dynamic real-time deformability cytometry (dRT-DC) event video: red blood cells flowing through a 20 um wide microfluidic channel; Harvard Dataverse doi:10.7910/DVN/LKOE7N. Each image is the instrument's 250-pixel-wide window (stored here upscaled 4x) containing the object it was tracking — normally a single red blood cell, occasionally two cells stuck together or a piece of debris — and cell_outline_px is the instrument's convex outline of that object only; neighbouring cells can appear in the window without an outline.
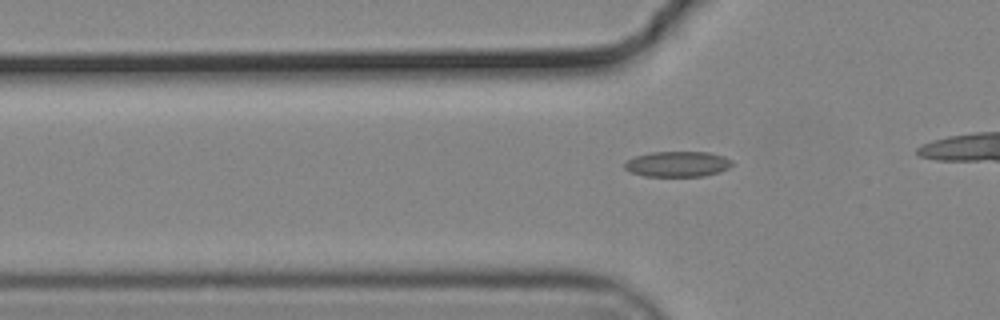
{"species": "common noctule bat (a hibernating species)", "species_latin": "Nyctalus noctula", "temperature_condition": "cold", "stored_images_in_passage": 37, "camera_frame_rate_fps": 3000, "um_per_image_px": 0.085, "animal": {"sex": "male", "body_mass_g": 19.2, "forearm_length_mm": 51.8}, "frame": {"image": 1, "passage_image": 11, "time_ms": 3.333, "image_size_px": [1000, 320], "cell_outline_px": [[732, 164], [728, 168], [720, 172], [704, 176], [644, 176], [632, 172], [624, 168], [624, 164], [628, 160], [636, 156], [652, 152], [708, 152], [724, 156], [732, 160]], "centroid_in_image_um": [57.62, 13.94], "position_along_channel_um": 68.2, "area_um2": 15.9}}
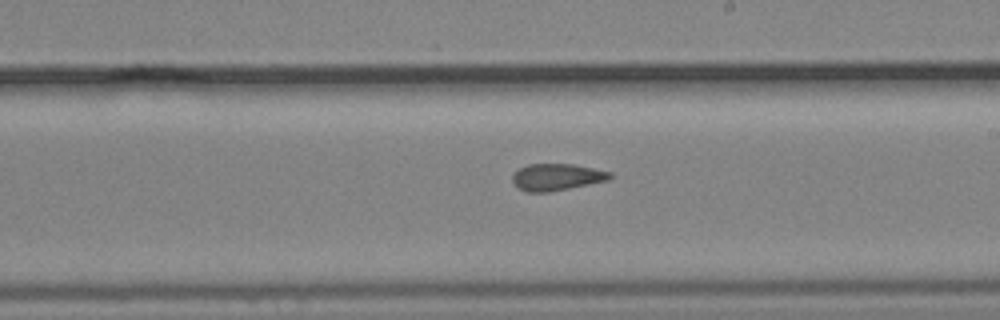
{"frame": {"image": 2, "passage_image": 25, "time_ms": 8.0, "image_size_px": [1000, 320], "cell_outline_px": [[612, 176], [608, 180], [548, 192], [528, 192], [520, 188], [512, 180], [512, 172], [528, 164], [572, 164], [612, 172]], "centroid_in_image_um": [47.3, 15.04], "position_along_channel_um": 241.7, "area_um2": 15.03}}
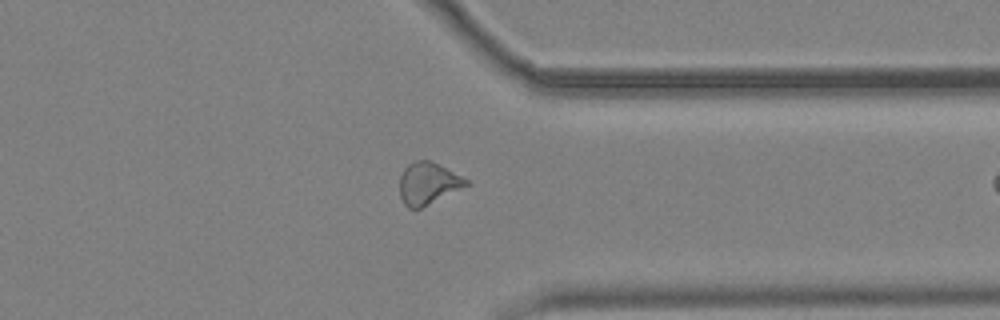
{"frame": {"image": 3, "passage_image": 36, "time_ms": 11.667, "image_size_px": [1000, 320], "cell_outline_px": [[468, 184], [420, 208], [408, 208], [404, 204], [400, 196], [400, 176], [404, 168], [408, 164], [416, 160], [428, 160], [468, 180]], "centroid_in_image_um": [36.31, 15.59], "position_along_channel_um": 375.1, "area_um2": 15.61}}